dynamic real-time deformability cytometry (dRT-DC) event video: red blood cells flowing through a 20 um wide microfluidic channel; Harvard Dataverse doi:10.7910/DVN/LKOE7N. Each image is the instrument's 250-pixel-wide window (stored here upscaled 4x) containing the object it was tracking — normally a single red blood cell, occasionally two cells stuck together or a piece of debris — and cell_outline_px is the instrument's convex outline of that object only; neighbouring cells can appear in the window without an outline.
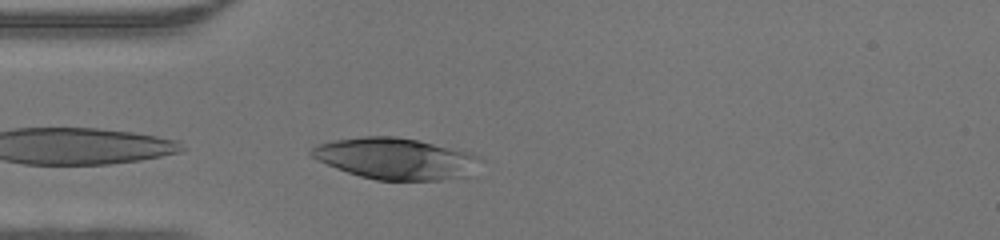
{"species": "human", "species_latin": "Homo sapiens", "temperature_condition": "warm", "stored_images_in_passage": 8, "camera_frame_rate_fps": 3000, "um_per_image_px": 0.085, "donor": {"sex": "male"}, "frame": {"image": 1, "passage_image": 1, "time_ms": 0.0, "image_size_px": [1000, 240], "cell_outline_px": [[476, 156], [472, 176], [440, 180], [376, 180], [360, 176], [336, 168], [316, 160], [308, 152], [312, 148], [320, 144], [332, 140], [364, 136], [396, 136], [416, 140], [468, 152]], "centroid_in_image_um": [33.55, 13.49], "position_along_channel_um": 51.4, "area_um2": 40.17}}
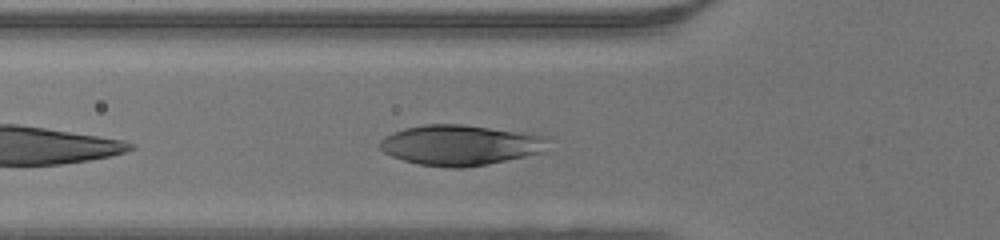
{"frame": {"image": 2, "passage_image": 4, "time_ms": 1.0, "image_size_px": [1000, 240], "cell_outline_px": [[544, 140], [540, 152], [524, 156], [464, 168], [448, 168], [420, 164], [404, 160], [392, 156], [384, 152], [380, 148], [380, 140], [384, 136], [392, 132], [404, 128], [424, 124], [460, 124], [544, 136]], "centroid_in_image_um": [38.96, 12.33], "position_along_channel_um": 86.8, "area_um2": 38.55}}